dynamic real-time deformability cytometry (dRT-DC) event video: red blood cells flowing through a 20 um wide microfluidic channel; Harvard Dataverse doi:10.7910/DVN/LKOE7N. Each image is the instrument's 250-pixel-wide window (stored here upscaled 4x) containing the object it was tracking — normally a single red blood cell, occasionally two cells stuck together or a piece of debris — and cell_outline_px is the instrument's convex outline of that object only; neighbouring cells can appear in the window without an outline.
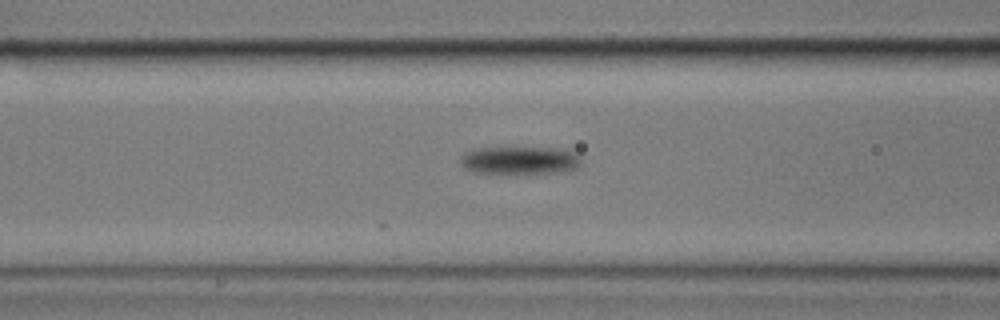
{"species": "common noctule bat (a hibernating species)", "species_latin": "Nyctalus noctula", "temperature_condition": "cold", "stored_images_in_passage": 4, "camera_frame_rate_fps": 3000, "um_per_image_px": 0.085, "animal": {"sex": "male", "body_mass_g": 17.9}, "frame": {"image": 1, "passage_image": 4, "time_ms": 3.333, "image_size_px": [1000, 320], "cell_outline_px": [[580, 168], [568, 172], [516, 176], [472, 172], [464, 168], [460, 164], [460, 156], [464, 152], [472, 148], [568, 148], [580, 156]], "centroid_in_image_um": [44.21, 13.68], "position_along_channel_um": 122.4, "area_um2": 21.1}}